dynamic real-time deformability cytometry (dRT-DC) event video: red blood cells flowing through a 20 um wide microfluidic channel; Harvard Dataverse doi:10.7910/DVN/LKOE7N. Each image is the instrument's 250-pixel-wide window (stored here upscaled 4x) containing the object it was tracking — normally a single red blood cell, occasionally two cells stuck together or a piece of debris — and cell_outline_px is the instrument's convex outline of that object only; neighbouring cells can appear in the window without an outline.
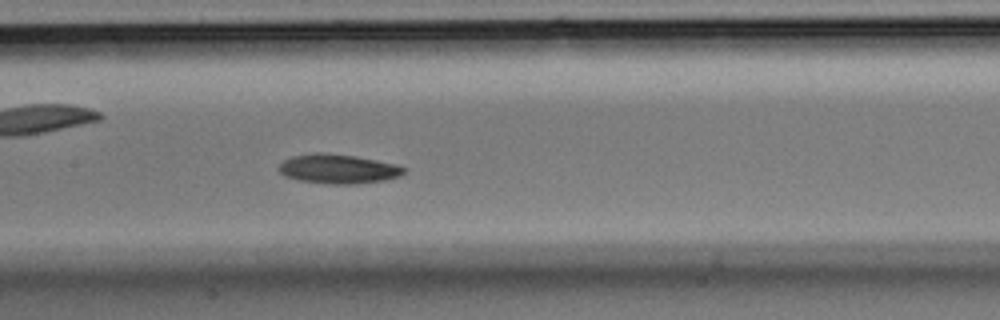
{"species": "Egyptian fruit bat (a non-hibernating species)", "species_latin": "Rousettus aegyptiacus", "temperature_condition": "room temperature", "stored_images_in_passage": 35, "camera_frame_rate_fps": 3000, "um_per_image_px": 0.085, "animal": {"sex": "male"}, "frame": {"image": 1, "passage_image": 16, "time_ms": 5.0, "image_size_px": [1000, 320], "cell_outline_px": [[408, 168], [400, 176], [384, 180], [356, 184], [328, 184], [300, 180], [284, 176], [276, 168], [284, 160], [292, 156], [312, 152], [324, 152], [356, 156], [396, 164]], "centroid_in_image_um": [28.73, 14.35], "position_along_channel_um": 178.7, "area_um2": 21.62}}
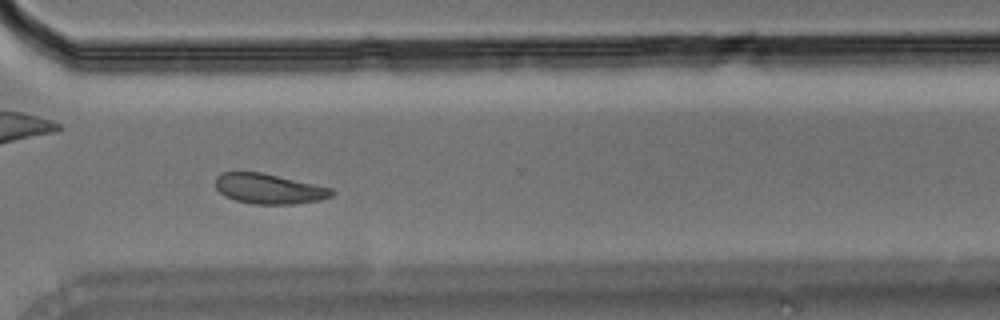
{"frame": {"image": 2, "passage_image": 25, "time_ms": 8.0, "image_size_px": [1000, 320], "cell_outline_px": [[336, 192], [332, 196], [320, 200], [292, 204], [252, 204], [236, 200], [224, 196], [216, 188], [216, 176], [220, 172], [260, 172], [332, 188]], "centroid_in_image_um": [22.85, 16.05], "position_along_channel_um": 347.7, "area_um2": 20.35}}